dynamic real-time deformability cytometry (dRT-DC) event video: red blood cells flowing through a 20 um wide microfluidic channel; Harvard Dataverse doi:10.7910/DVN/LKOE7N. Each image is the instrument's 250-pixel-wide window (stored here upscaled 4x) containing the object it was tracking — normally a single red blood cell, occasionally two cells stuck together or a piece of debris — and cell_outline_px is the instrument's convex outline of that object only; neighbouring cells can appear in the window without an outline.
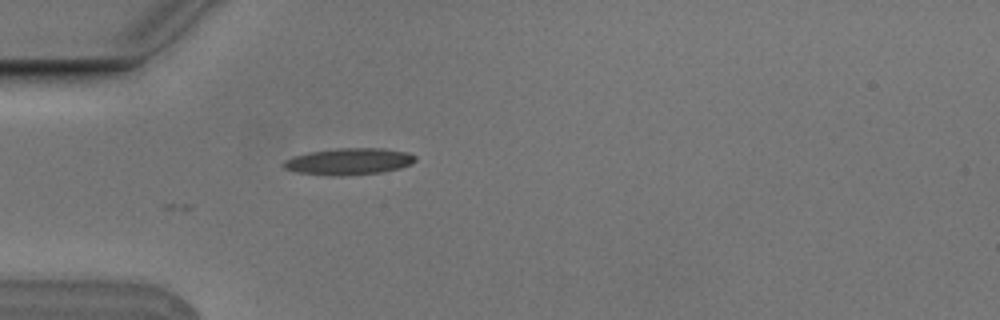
{"species": "Egyptian fruit bat (a non-hibernating species)", "species_latin": "Rousettus aegyptiacus", "temperature_condition": "cold", "stored_images_in_passage": 5, "camera_frame_rate_fps": 3000, "um_per_image_px": 0.085, "animal": {"sex": "male"}, "frame": {"image": 1, "passage_image": 5, "time_ms": 1.333, "image_size_px": [1000, 320], "cell_outline_px": [[416, 160], [412, 164], [400, 168], [380, 172], [344, 176], [336, 176], [296, 172], [284, 168], [280, 164], [284, 160], [292, 156], [308, 152], [336, 148], [384, 148], [408, 152], [416, 156]], "centroid_in_image_um": [29.64, 13.72], "position_along_channel_um": 55.4, "area_um2": 20.69}}